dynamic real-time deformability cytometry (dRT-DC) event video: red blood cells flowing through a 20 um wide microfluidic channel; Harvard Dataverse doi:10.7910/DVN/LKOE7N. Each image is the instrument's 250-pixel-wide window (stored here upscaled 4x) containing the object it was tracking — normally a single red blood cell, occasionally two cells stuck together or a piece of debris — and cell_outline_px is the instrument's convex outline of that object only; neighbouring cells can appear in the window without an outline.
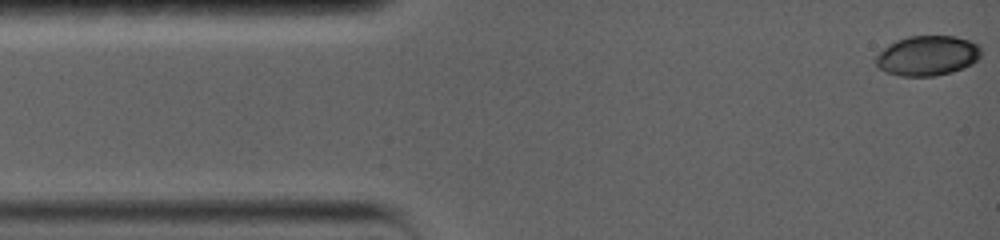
{"species": "common noctule bat (a hibernating species)", "species_latin": "Nyctalus noctula", "temperature_condition": "warm", "stored_images_in_passage": 35, "camera_frame_rate_fps": 5000, "um_per_image_px": 0.085, "animal": {"sex": "female", "body_mass_g": 19.0, "forearm_length_mm": 56.7}, "frame": {"image": 1, "passage_image": 1, "time_ms": 0.0, "image_size_px": [1000, 240], "cell_outline_px": [[980, 56], [972, 64], [964, 68], [952, 72], [936, 76], [900, 76], [888, 72], [880, 68], [876, 64], [876, 56], [888, 44], [896, 40], [908, 36], [956, 36], [980, 44]], "centroid_in_image_um": [78.85, 4.73], "position_along_channel_um": 6.1, "area_um2": 24.57}}
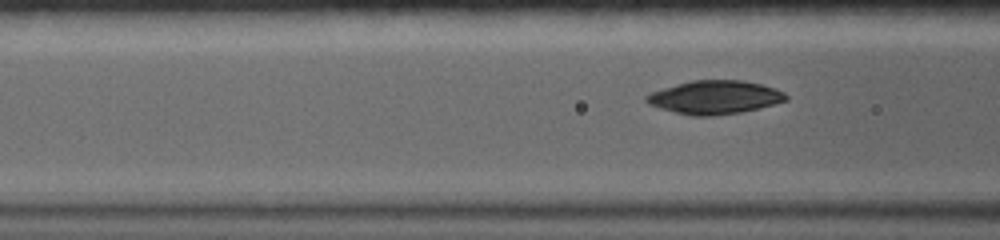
{"frame": {"image": 2, "passage_image": 25, "time_ms": 5.0, "image_size_px": [1000, 240], "cell_outline_px": [[788, 100], [740, 112], [712, 116], [692, 116], [660, 108], [648, 104], [644, 100], [644, 96], [652, 92], [664, 88], [692, 80], [740, 80], [760, 84], [776, 88], [784, 92], [788, 96]], "centroid_in_image_um": [60.74, 8.27], "position_along_channel_um": 105.9, "area_um2": 26.93}}
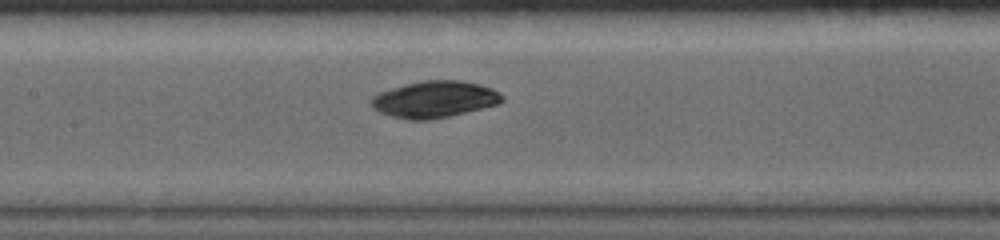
{"frame": {"image": 3, "passage_image": 35, "time_ms": 6.8, "image_size_px": [1000, 240], "cell_outline_px": [[504, 100], [496, 104], [432, 120], [404, 120], [380, 112], [372, 108], [372, 96], [380, 92], [404, 84], [424, 80], [460, 80], [480, 84], [492, 88], [500, 92], [504, 96]], "centroid_in_image_um": [36.93, 8.44], "position_along_channel_um": 170.5, "area_um2": 27.86}}